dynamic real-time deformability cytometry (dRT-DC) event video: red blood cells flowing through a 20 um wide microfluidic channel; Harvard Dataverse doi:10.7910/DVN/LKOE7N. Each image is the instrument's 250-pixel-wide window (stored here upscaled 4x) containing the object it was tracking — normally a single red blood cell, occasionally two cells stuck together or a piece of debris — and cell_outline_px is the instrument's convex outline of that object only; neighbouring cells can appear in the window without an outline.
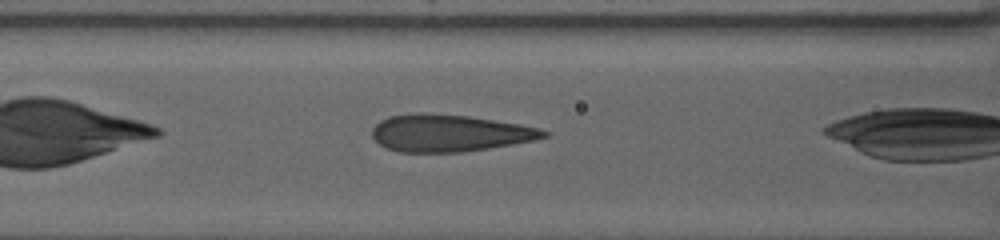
{"species": "human", "species_latin": "Homo sapiens", "temperature_condition": "warm", "stored_images_in_passage": 30, "camera_frame_rate_fps": 3000, "um_per_image_px": 0.085, "donor": {"sex": "female"}, "frame": {"image": 1, "passage_image": 5, "time_ms": 1.0, "image_size_px": [1000, 240], "cell_outline_px": [[548, 136], [532, 140], [512, 144], [488, 148], [460, 152], [396, 152], [380, 144], [372, 136], [372, 128], [380, 120], [388, 116], [412, 112], [424, 112], [468, 116], [520, 124], [540, 128], [548, 132]], "centroid_in_image_um": [38.16, 11.3], "position_along_channel_um": 128.4, "area_um2": 37.11}}